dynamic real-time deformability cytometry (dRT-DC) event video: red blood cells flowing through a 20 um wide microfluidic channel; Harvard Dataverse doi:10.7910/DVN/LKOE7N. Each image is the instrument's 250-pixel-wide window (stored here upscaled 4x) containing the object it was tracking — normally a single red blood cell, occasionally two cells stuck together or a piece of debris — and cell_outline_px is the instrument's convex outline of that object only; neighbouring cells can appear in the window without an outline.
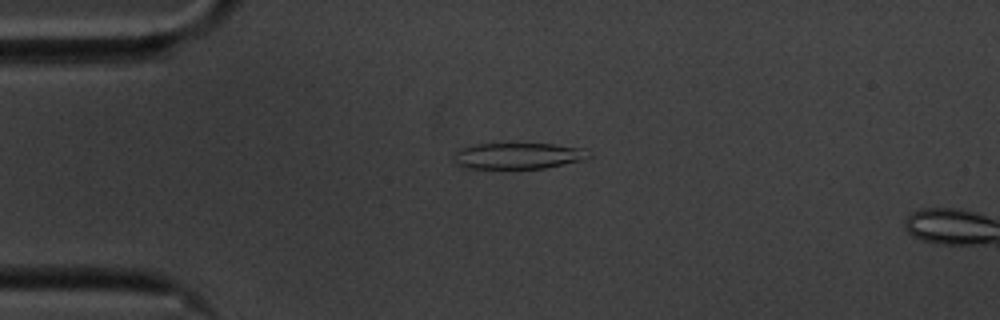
{"species": "common noctule bat (a hibernating species)", "species_latin": "Nyctalus noctula", "temperature_condition": "cold", "stored_images_in_passage": 15, "camera_frame_rate_fps": 3000, "um_per_image_px": 0.085, "animal": {"sex": "male", "body_mass_g": 20.1, "forearm_length_mm": 53.5}, "frame": {"image": 1, "passage_image": 13, "time_ms": 4.0, "image_size_px": [1000, 320], "cell_outline_px": [[592, 156], [584, 160], [544, 168], [464, 168], [456, 164], [456, 152], [460, 148], [468, 144], [552, 144], [584, 148]], "centroid_in_image_um": [44.05, 13.24], "position_along_channel_um": 40.9, "area_um2": 20.52}}